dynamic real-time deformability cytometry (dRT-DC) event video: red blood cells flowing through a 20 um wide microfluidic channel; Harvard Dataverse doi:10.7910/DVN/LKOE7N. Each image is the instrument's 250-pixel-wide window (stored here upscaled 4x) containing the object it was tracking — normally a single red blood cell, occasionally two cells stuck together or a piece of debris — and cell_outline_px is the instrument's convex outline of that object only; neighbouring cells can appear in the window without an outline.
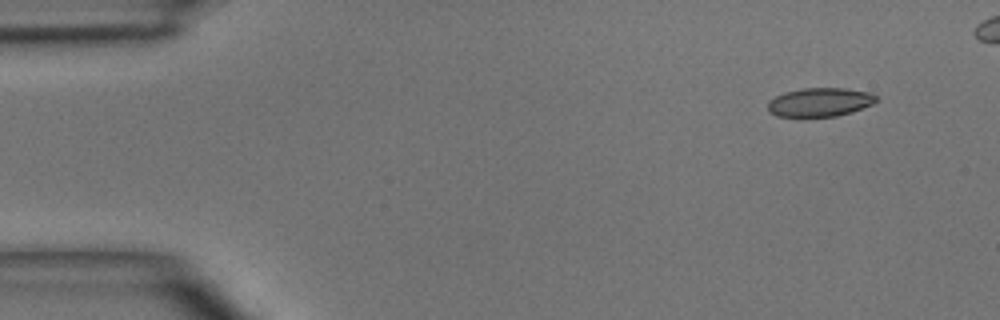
{"species": "common noctule bat (a hibernating species)", "species_latin": "Nyctalus noctula", "temperature_condition": "room temperature", "stored_images_in_passage": 5, "camera_frame_rate_fps": 3000, "um_per_image_px": 0.085, "animal": {"sex": "male", "body_mass_g": 15.6}, "frame": {"image": 1, "passage_image": 1, "time_ms": 0.0, "image_size_px": [1000, 320], "cell_outline_px": [[880, 100], [872, 104], [852, 112], [836, 116], [776, 116], [768, 112], [768, 100], [784, 92], [804, 88], [844, 88], [872, 92]], "centroid_in_image_um": [69.71, 8.67], "position_along_channel_um": 15.3, "area_um2": 18.26}}